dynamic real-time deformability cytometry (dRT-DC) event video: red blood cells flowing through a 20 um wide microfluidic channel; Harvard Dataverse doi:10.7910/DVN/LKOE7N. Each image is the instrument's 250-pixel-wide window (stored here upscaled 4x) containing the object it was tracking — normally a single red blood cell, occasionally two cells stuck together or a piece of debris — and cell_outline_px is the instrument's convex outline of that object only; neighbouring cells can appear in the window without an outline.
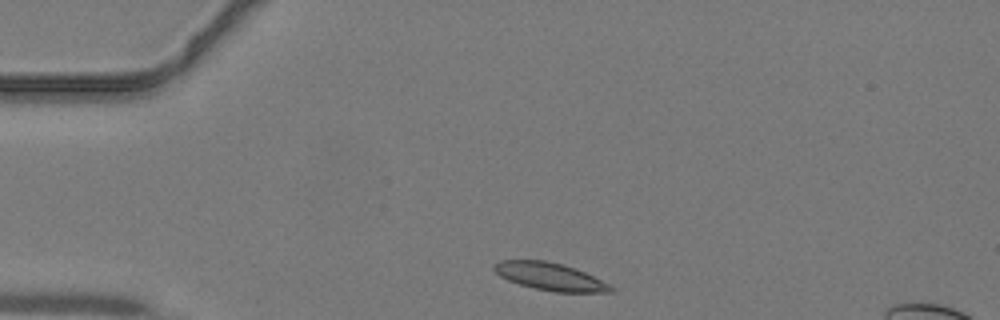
{"species": "common noctule bat (a hibernating species)", "species_latin": "Nyctalus noctula", "temperature_condition": "warm", "stored_images_in_passage": 36, "camera_frame_rate_fps": 3000, "um_per_image_px": 0.085, "animal": {"sex": "male", "body_mass_g": 19.2, "forearm_length_mm": 51.8}, "frame": {"image": 1, "passage_image": 1, "time_ms": 0.0, "image_size_px": [1000, 320], "cell_outline_px": [[612, 292], [556, 292], [536, 288], [520, 284], [508, 280], [500, 276], [492, 268], [500, 260], [544, 260], [564, 264], [576, 268], [608, 284], [612, 288]], "centroid_in_image_um": [46.73, 23.49], "position_along_channel_um": 38.3, "area_um2": 18.44}}
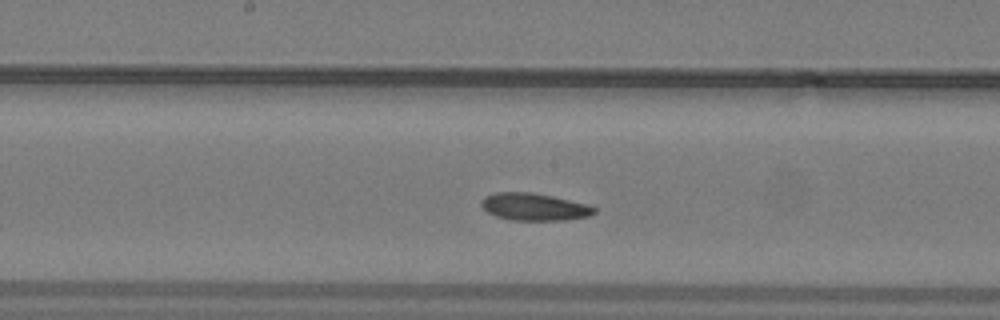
{"frame": {"image": 2, "passage_image": 14, "time_ms": 4.333, "image_size_px": [1000, 320], "cell_outline_px": [[596, 212], [592, 216], [564, 220], [512, 220], [496, 216], [488, 212], [480, 204], [480, 200], [484, 196], [496, 192], [532, 192], [552, 196], [588, 204], [596, 208]], "centroid_in_image_um": [45.42, 17.58], "position_along_channel_um": 202.8, "area_um2": 18.09}}
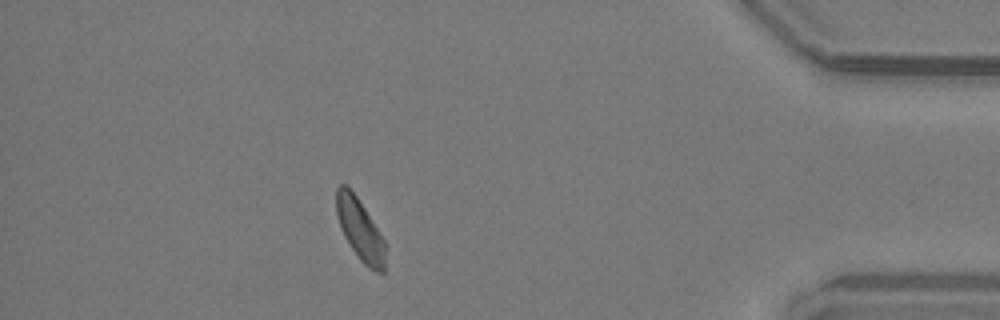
{"frame": {"image": 3, "passage_image": 30, "time_ms": 9.667, "image_size_px": [1000, 320], "cell_outline_px": [[384, 272], [376, 272], [368, 268], [360, 260], [344, 236], [340, 228], [336, 216], [336, 188], [340, 184], [348, 184], [364, 208], [384, 240]], "centroid_in_image_um": [30.55, 19.48], "position_along_channel_um": 404.6, "area_um2": 17.34}}